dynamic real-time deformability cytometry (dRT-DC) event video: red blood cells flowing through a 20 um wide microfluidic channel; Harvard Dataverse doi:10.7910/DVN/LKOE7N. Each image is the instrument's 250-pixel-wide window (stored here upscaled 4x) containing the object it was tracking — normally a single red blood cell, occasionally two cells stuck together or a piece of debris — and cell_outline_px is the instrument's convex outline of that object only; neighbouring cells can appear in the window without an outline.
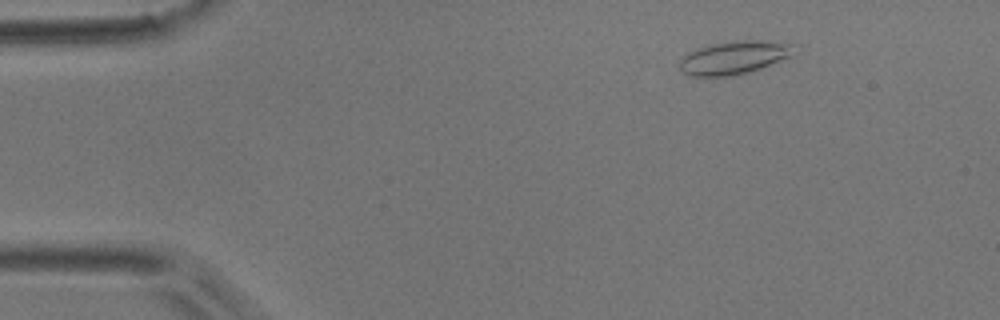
{"species": "common noctule bat (a hibernating species)", "species_latin": "Nyctalus noctula", "temperature_condition": "room temperature", "stored_images_in_passage": 6, "camera_frame_rate_fps": 3000, "um_per_image_px": 0.085, "animal": {"sex": "male", "body_mass_g": 17.9}, "frame": {"image": 1, "passage_image": 1, "time_ms": 0.0, "image_size_px": [1000, 320], "cell_outline_px": [[800, 44], [796, 56], [752, 72], [732, 76], [688, 76], [680, 68], [680, 60], [688, 52], [696, 48], [712, 44], [736, 40], [768, 40]], "centroid_in_image_um": [62.57, 4.88], "position_along_channel_um": 22.4, "area_um2": 23.12}}
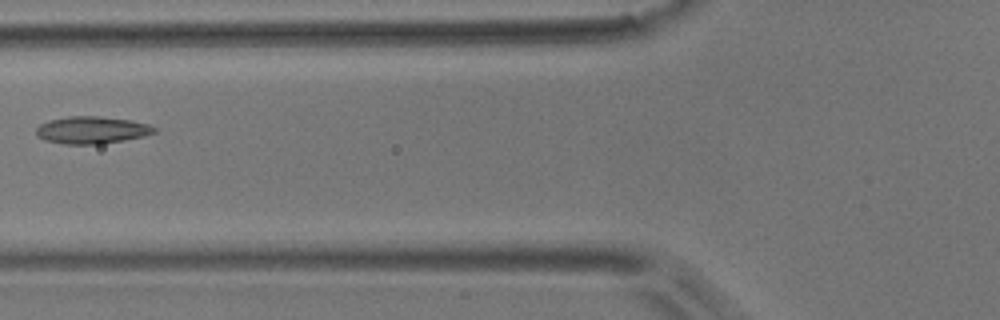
{"frame": {"image": 2, "passage_image": 5, "time_ms": 4.667, "image_size_px": [1000, 320], "cell_outline_px": [[156, 132], [144, 136], [124, 140], [100, 144], [64, 144], [44, 140], [36, 136], [36, 128], [40, 124], [48, 120], [68, 116], [100, 116], [132, 120], [148, 124], [156, 128]], "centroid_in_image_um": [7.78, 11.05], "position_along_channel_um": 118.0, "area_um2": 18.9}}
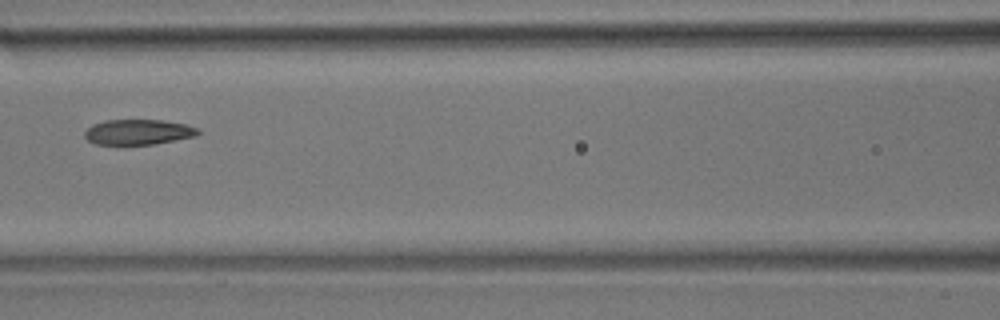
{"frame": {"image": 3, "passage_image": 6, "time_ms": 5.667, "image_size_px": [1000, 320], "cell_outline_px": [[200, 132], [196, 136], [176, 140], [152, 144], [96, 144], [88, 140], [84, 136], [84, 132], [92, 124], [104, 120], [164, 120], [184, 124], [200, 128]], "centroid_in_image_um": [11.76, 11.21], "position_along_channel_um": 154.8, "area_um2": 16.7}}